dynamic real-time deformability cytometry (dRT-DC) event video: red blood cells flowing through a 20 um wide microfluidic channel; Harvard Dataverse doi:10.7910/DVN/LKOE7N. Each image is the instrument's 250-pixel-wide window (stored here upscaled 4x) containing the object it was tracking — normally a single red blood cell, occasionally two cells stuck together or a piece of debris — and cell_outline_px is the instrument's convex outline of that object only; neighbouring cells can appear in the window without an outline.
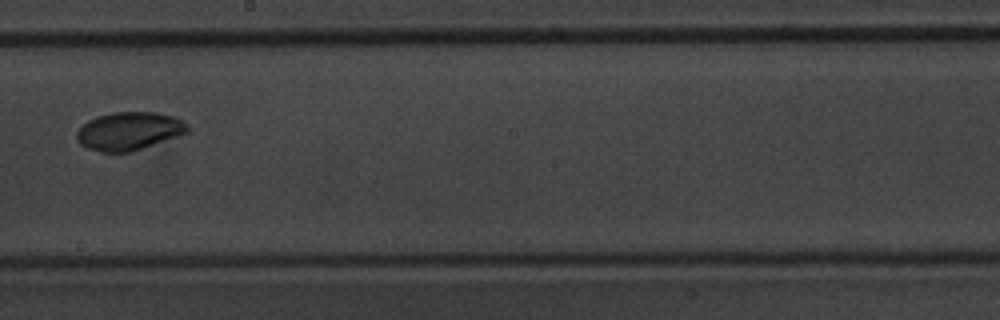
{"species": "common noctule bat (a hibernating species)", "species_latin": "Nyctalus noctula", "temperature_condition": "warm", "stored_images_in_passage": 7, "camera_frame_rate_fps": 3000, "um_per_image_px": 0.085, "animal": {"sex": "male", "body_mass_g": 20.1, "forearm_length_mm": 53.5}, "frame": {"image": 1, "passage_image": 7, "time_ms": 8.333, "image_size_px": [1000, 320], "cell_outline_px": [[192, 132], [128, 152], [100, 152], [88, 148], [80, 144], [76, 140], [76, 132], [88, 120], [96, 116], [112, 112], [156, 112], [172, 116], [184, 120], [188, 124]], "centroid_in_image_um": [11.0, 11.13], "position_along_channel_um": 237.2, "area_um2": 24.8}}